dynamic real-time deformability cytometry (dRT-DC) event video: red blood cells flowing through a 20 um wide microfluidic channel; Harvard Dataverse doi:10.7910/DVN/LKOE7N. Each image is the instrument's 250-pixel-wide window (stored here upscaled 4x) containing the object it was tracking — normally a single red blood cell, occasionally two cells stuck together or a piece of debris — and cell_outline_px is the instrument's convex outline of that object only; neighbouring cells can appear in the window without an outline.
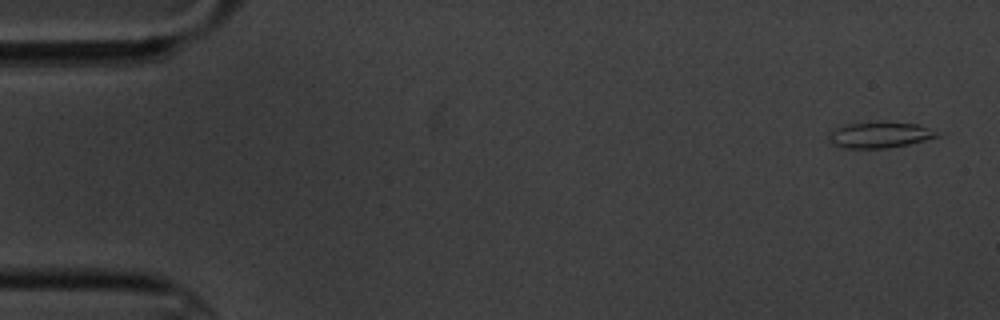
{"species": "common noctule bat (a hibernating species)", "species_latin": "Nyctalus noctula", "temperature_condition": "cold", "stored_images_in_passage": 5, "camera_frame_rate_fps": 3000, "um_per_image_px": 0.085, "animal": {"sex": "male", "body_mass_g": 20.1, "forearm_length_mm": 53.5}, "frame": {"image": 1, "passage_image": 1, "time_ms": 0.0, "image_size_px": [1000, 320], "cell_outline_px": [[940, 136], [908, 144], [888, 148], [840, 148], [832, 144], [828, 140], [832, 128], [844, 124], [888, 120], [916, 124], [928, 128]], "centroid_in_image_um": [74.69, 11.44], "position_along_channel_um": 10.3, "area_um2": 16.7}}